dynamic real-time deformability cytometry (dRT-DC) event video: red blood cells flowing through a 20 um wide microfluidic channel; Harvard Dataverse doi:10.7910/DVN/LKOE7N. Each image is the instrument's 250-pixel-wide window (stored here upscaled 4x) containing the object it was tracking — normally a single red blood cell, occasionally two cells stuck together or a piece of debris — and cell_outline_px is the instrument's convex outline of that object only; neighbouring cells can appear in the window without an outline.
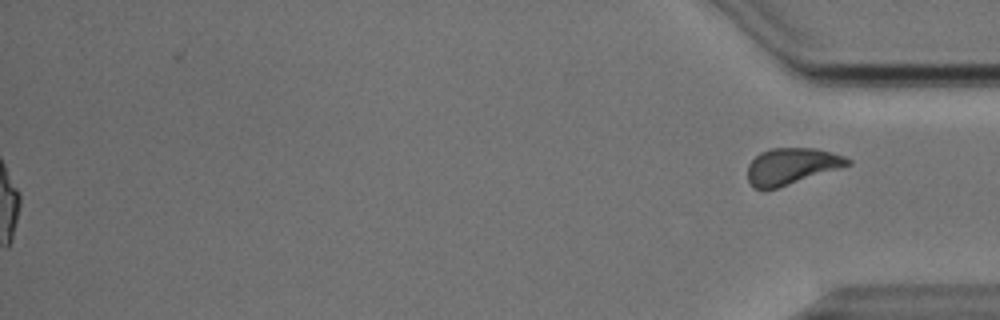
{"species": "Egyptian fruit bat (a non-hibernating species)", "species_latin": "Rousettus aegyptiacus", "temperature_condition": "cold", "stored_images_in_passage": 54, "segment_of_instrument_passage": [2, 2], "camera_frame_rate_fps": 3000, "um_per_image_px": 0.085, "animal": {"sex": "male"}, "frame": {"image": 1, "passage_image": 54, "time_ms": 17.667, "image_size_px": [1000, 320], "cell_outline_px": [[852, 164], [840, 168], [764, 192], [752, 188], [748, 180], [748, 164], [760, 152], [772, 148], [816, 148], [844, 156], [852, 160]], "centroid_in_image_um": [67.24, 14.14], "position_along_channel_um": 368.0, "area_um2": 21.39}}